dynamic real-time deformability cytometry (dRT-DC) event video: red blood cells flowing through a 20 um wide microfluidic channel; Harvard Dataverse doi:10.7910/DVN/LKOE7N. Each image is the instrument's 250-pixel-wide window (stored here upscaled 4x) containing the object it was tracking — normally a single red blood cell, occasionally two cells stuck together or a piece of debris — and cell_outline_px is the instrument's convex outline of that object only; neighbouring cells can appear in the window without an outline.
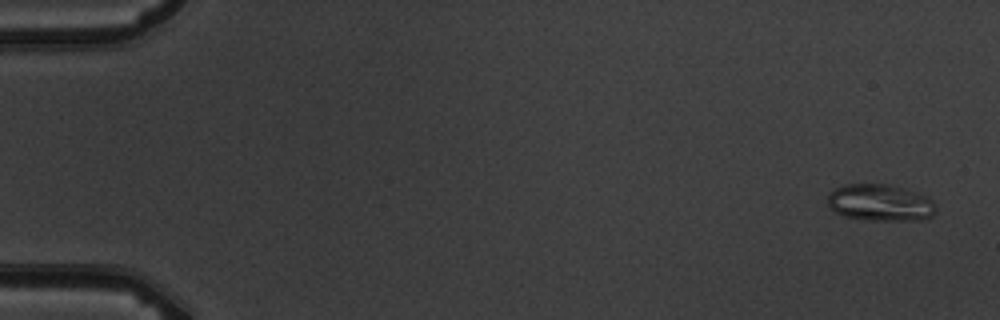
{"species": "common noctule bat (a hibernating species)", "species_latin": "Nyctalus noctula", "temperature_condition": "warm", "stored_images_in_passage": 5, "camera_frame_rate_fps": 3000, "um_per_image_px": 0.085, "animal": {"sex": "male", "body_mass_g": 19.5, "forearm_length_mm": 54.6}, "frame": {"image": 1, "passage_image": 1, "time_ms": 0.0, "image_size_px": [1000, 320], "cell_outline_px": [[936, 208], [932, 216], [924, 220], [864, 220], [844, 216], [836, 212], [828, 204], [828, 196], [836, 188], [844, 184], [888, 184], [920, 192], [932, 200]], "centroid_in_image_um": [74.85, 17.23], "position_along_channel_um": 10.1, "area_um2": 23.29}}
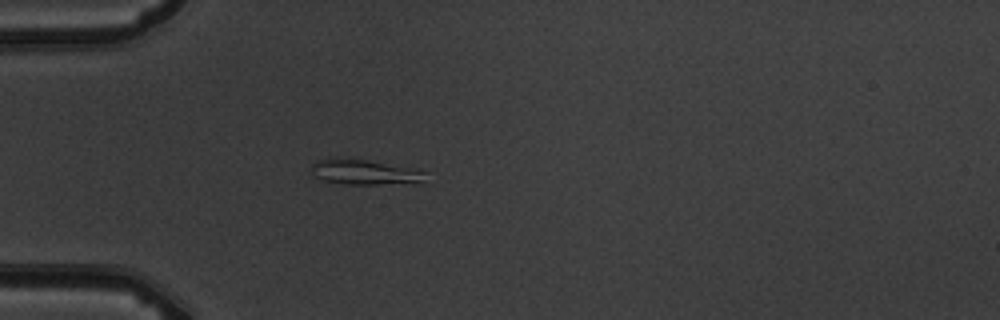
{"frame": {"image": 2, "passage_image": 5, "time_ms": 4.667, "image_size_px": [1000, 320], "cell_outline_px": [[428, 172], [424, 184], [348, 184], [324, 180], [312, 176], [312, 164], [316, 160], [336, 156], [348, 156]], "centroid_in_image_um": [31.01, 14.62], "position_along_channel_um": 54.0, "area_um2": 17.34}}